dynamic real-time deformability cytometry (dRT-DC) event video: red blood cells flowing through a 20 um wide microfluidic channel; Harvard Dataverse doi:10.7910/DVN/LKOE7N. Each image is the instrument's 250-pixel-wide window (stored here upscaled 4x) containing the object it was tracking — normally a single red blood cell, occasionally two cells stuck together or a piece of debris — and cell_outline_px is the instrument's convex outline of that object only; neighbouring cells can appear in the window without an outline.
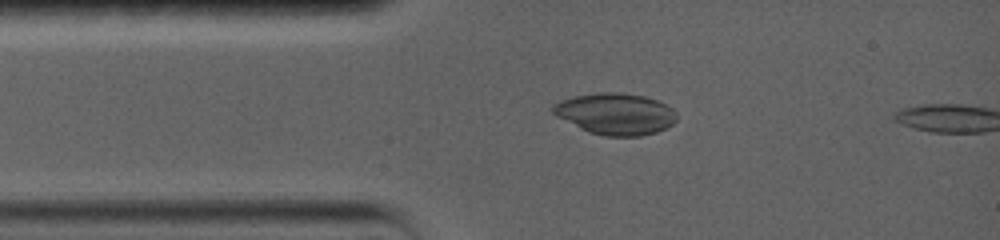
{"species": "common noctule bat (a hibernating species)", "species_latin": "Nyctalus noctula", "temperature_condition": "warm", "stored_images_in_passage": 3, "camera_frame_rate_fps": 5000, "um_per_image_px": 0.085, "animal": {"sex": "female", "body_mass_g": 19.0, "forearm_length_mm": 56.7}, "frame": {"image": 1, "passage_image": 1, "time_ms": 0.0, "image_size_px": [1000, 240], "cell_outline_px": [[676, 120], [672, 124], [656, 132], [640, 136], [604, 136], [588, 132], [556, 116], [552, 112], [552, 104], [560, 100], [572, 96], [600, 92], [620, 92], [644, 96], [656, 100], [672, 108], [676, 112]], "centroid_in_image_um": [52.28, 9.67], "position_along_channel_um": 32.7, "area_um2": 29.94}}